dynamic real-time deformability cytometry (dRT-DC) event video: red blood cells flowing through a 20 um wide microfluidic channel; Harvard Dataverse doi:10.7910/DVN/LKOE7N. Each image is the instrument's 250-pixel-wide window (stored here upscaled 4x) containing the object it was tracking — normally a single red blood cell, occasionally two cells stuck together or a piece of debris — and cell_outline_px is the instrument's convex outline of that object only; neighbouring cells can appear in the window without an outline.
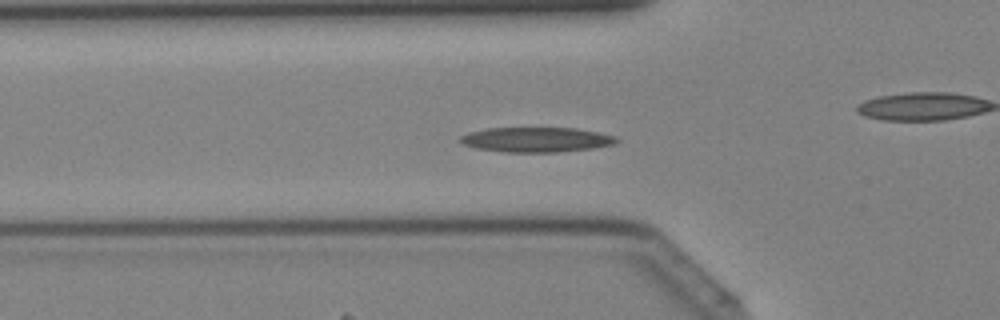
{"species": "Egyptian fruit bat (a non-hibernating species)", "species_latin": "Rousettus aegyptiacus", "temperature_condition": "cold", "stored_images_in_passage": 40, "camera_frame_rate_fps": 3000, "um_per_image_px": 0.085, "animal": {"sex": "female"}, "frame": {"image": 1, "passage_image": 12, "time_ms": 3.667, "image_size_px": [1000, 320], "cell_outline_px": [[620, 140], [612, 144], [592, 148], [556, 152], [504, 152], [476, 148], [464, 144], [460, 140], [460, 136], [468, 132], [488, 128], [576, 128], [616, 136]], "centroid_in_image_um": [45.57, 11.87], "position_along_channel_um": 80.2, "area_um2": 22.48}}
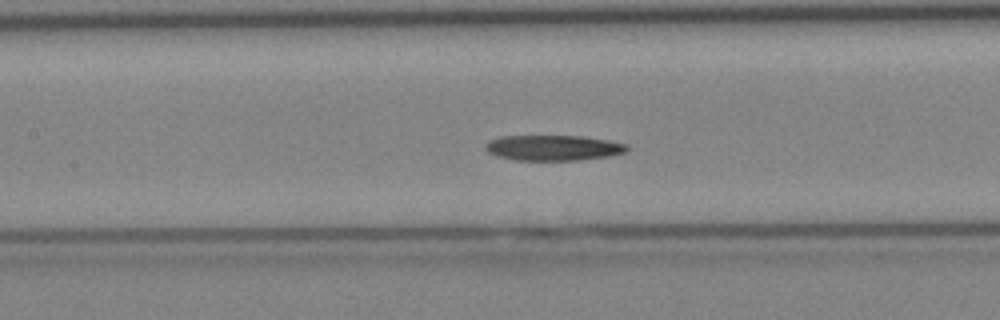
{"frame": {"image": 2, "passage_image": 17, "time_ms": 5.333, "image_size_px": [1000, 320], "cell_outline_px": [[628, 148], [624, 152], [612, 156], [580, 160], [516, 160], [496, 156], [488, 152], [484, 148], [484, 144], [488, 140], [500, 136], [584, 136], [608, 140], [628, 144]], "centroid_in_image_um": [47.01, 12.56], "position_along_channel_um": 160.4, "area_um2": 21.21}}
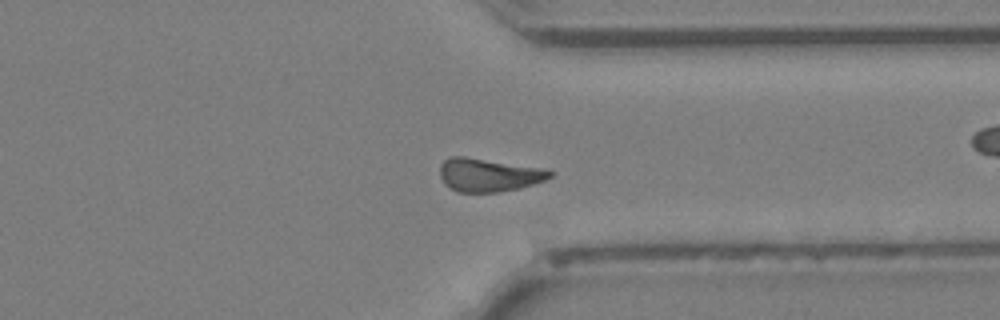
{"frame": {"image": 3, "passage_image": 30, "time_ms": 9.667, "image_size_px": [1000, 320], "cell_outline_px": [[556, 172], [552, 176], [544, 180], [520, 188], [496, 192], [460, 192], [444, 184], [440, 176], [440, 164], [448, 156], [464, 156], [540, 168]], "centroid_in_image_um": [41.5, 14.86], "position_along_channel_um": 369.9, "area_um2": 21.15}}